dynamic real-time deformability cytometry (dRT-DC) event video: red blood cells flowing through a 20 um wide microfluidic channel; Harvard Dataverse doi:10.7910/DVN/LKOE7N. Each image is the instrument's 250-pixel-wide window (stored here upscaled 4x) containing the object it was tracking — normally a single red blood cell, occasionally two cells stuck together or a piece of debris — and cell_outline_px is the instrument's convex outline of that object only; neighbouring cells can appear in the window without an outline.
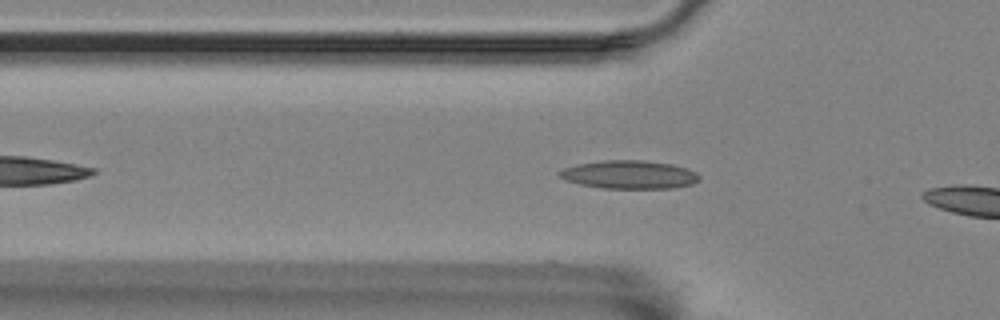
{"species": "Egyptian fruit bat (a non-hibernating species)", "species_latin": "Rousettus aegyptiacus", "temperature_condition": "room temperature", "stored_images_in_passage": 4, "camera_frame_rate_fps": 3000, "um_per_image_px": 0.085, "animal": {"sex": "female"}, "frame": {"image": 1, "passage_image": 3, "time_ms": 2.333, "image_size_px": [1000, 320], "cell_outline_px": [[700, 180], [692, 184], [672, 188], [600, 188], [580, 184], [568, 180], [560, 176], [556, 172], [564, 168], [576, 164], [604, 160], [644, 160], [672, 164], [696, 172], [700, 176]], "centroid_in_image_um": [53.49, 14.84], "position_along_channel_um": 72.3, "area_um2": 23.0}}